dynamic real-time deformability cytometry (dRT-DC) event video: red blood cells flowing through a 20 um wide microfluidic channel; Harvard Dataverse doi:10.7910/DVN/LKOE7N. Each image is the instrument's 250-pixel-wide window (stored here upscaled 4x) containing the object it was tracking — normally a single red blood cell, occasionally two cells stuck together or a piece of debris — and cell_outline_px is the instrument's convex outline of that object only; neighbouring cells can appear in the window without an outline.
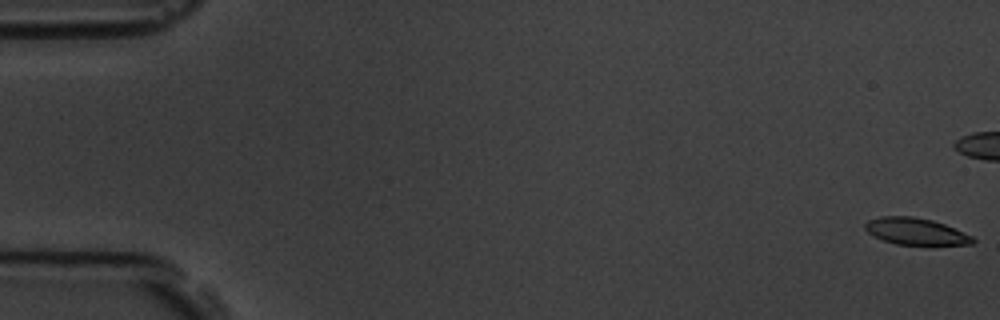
{"species": "common noctule bat (a hibernating species)", "species_latin": "Nyctalus noctula", "temperature_condition": "room temperature", "stored_images_in_passage": 5, "camera_frame_rate_fps": 3000, "um_per_image_px": 0.085, "animal": {"sex": "male", "body_mass_g": 19.5, "forearm_length_mm": 54.6}, "frame": {"image": 1, "passage_image": 1, "time_ms": 0.0, "image_size_px": [1000, 320], "cell_outline_px": [[976, 240], [972, 244], [896, 244], [884, 240], [868, 232], [864, 228], [864, 224], [868, 220], [880, 216], [912, 216], [932, 220], [944, 224], [972, 236]], "centroid_in_image_um": [77.81, 19.65], "position_along_channel_um": 7.2, "area_um2": 16.47}}